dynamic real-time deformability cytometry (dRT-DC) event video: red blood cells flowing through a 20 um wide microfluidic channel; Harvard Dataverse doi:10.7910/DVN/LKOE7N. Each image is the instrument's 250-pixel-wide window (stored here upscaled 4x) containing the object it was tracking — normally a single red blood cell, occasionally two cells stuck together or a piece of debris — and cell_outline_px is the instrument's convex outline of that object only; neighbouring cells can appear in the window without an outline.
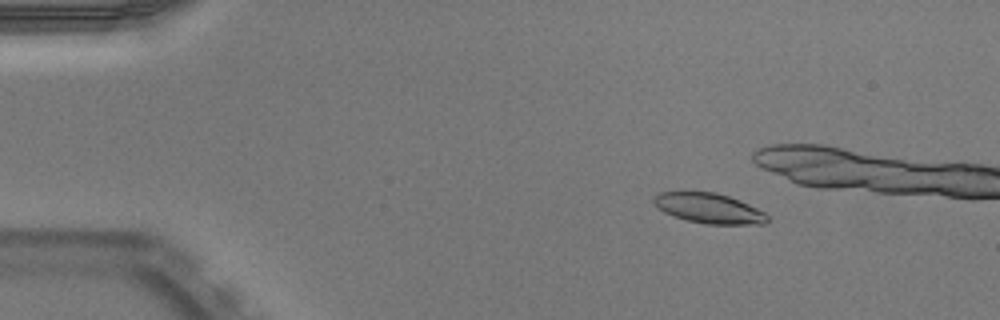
{"species": "Egyptian fruit bat (a non-hibernating species)", "species_latin": "Rousettus aegyptiacus", "temperature_condition": "warm", "stored_images_in_passage": 54, "camera_frame_rate_fps": 3000, "um_per_image_px": 0.085, "animal": {"sex": "male"}, "frame": {"image": 1, "passage_image": 9, "time_ms": 2.667, "image_size_px": [1000, 320], "cell_outline_px": [[768, 220], [764, 224], [704, 224], [688, 220], [664, 212], [652, 200], [652, 196], [660, 192], [716, 192], [740, 200], [764, 212], [768, 216]], "centroid_in_image_um": [60.27, 17.7], "position_along_channel_um": 24.7, "area_um2": 19.71}, "authors_computed_cell_mechanics": {"area_um2": 20.8947, "velocity_mm_per_s": 3.9306, "shape_relaxation_time_tau1_ms": 7.2846, "shape_relaxation_time_tau2_ms": 3.3797, "deformation_change_tau1": 0.203, "deformation_change_tau2": 0.0883}}